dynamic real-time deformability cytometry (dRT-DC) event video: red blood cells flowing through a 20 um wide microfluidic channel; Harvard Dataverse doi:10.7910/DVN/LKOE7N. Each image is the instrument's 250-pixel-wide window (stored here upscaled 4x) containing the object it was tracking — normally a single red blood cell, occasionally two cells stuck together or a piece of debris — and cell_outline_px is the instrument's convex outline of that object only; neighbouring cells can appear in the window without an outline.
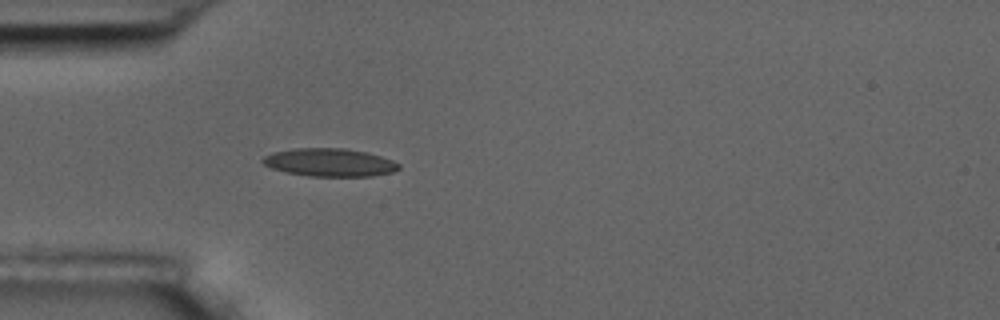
{"species": "common noctule bat (a hibernating species)", "species_latin": "Nyctalus noctula", "temperature_condition": "room temperature", "stored_images_in_passage": 3, "camera_frame_rate_fps": 3000, "um_per_image_px": 0.085, "animal": {"sex": "male", "body_mass_g": 17.5, "forearm_length_mm": 52.3}, "frame": {"image": 1, "passage_image": 3, "time_ms": 3.333, "image_size_px": [1000, 320], "cell_outline_px": [[400, 168], [392, 172], [372, 176], [308, 176], [288, 172], [272, 168], [264, 164], [260, 160], [264, 156], [272, 152], [296, 148], [344, 148], [368, 152], [392, 160], [400, 164]], "centroid_in_image_um": [28.02, 13.8], "position_along_channel_um": 57.0, "area_um2": 22.2}}